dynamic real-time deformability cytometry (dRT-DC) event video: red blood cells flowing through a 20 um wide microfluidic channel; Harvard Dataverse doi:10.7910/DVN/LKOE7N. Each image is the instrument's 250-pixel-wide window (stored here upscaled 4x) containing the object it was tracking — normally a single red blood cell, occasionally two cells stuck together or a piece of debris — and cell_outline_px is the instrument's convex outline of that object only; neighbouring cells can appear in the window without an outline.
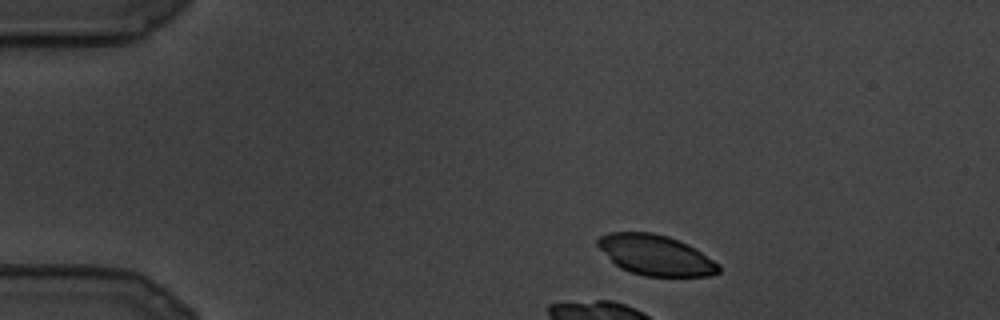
{"species": "common noctule bat (a hibernating species)", "species_latin": "Nyctalus noctula", "temperature_condition": "cold", "stored_images_in_passage": 3, "camera_frame_rate_fps": 3000, "um_per_image_px": 0.085, "animal": {"sex": "male", "body_mass_g": 19.5, "forearm_length_mm": 54.6}, "frame": {"image": 1, "passage_image": 2, "time_ms": 0.333, "image_size_px": [1000, 320], "cell_outline_px": [[720, 272], [708, 276], [644, 276], [620, 268], [596, 244], [596, 240], [600, 236], [608, 232], [652, 232], [668, 236], [688, 244], [696, 248], [720, 264]], "centroid_in_image_um": [55.76, 21.67], "position_along_channel_um": 29.2, "area_um2": 28.44}}